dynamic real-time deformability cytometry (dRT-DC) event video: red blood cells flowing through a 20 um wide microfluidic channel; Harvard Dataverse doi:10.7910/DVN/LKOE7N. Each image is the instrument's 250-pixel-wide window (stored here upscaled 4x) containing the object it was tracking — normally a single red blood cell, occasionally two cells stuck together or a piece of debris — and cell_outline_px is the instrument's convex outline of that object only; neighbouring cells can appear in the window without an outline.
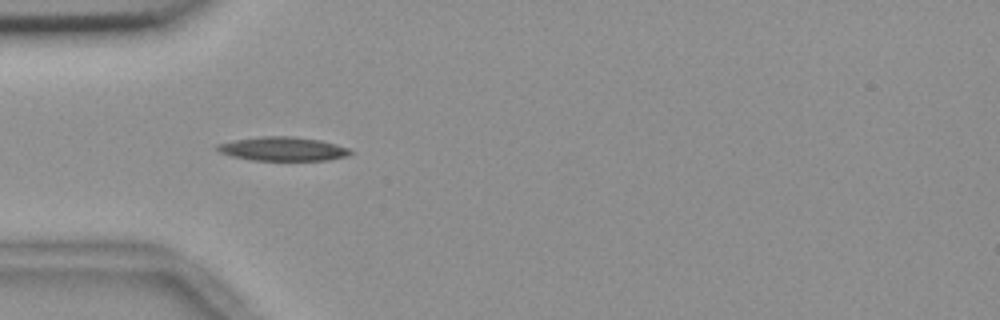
{"species": "common noctule bat (a hibernating species)", "species_latin": "Nyctalus noctula", "temperature_condition": "room temperature", "stored_images_in_passage": 21, "camera_frame_rate_fps": 3000, "um_per_image_px": 0.085, "animal": {"sex": "female", "body_mass_g": 18.4}, "frame": {"image": 1, "passage_image": 1, "time_ms": 0.0, "image_size_px": [1000, 320], "cell_outline_px": [[352, 152], [348, 156], [328, 160], [252, 160], [232, 156], [220, 152], [216, 148], [216, 144], [236, 140], [260, 136], [292, 136], [320, 140], [336, 144], [348, 148]], "centroid_in_image_um": [24.05, 12.65], "position_along_channel_um": 60.9, "area_um2": 18.44}}
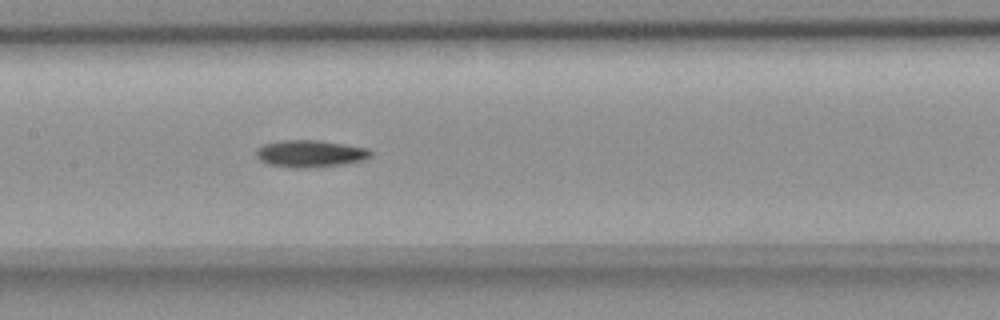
{"frame": {"image": 2, "passage_image": 11, "time_ms": 3.333, "image_size_px": [1000, 320], "cell_outline_px": [[372, 156], [364, 160], [344, 164], [308, 168], [288, 168], [268, 164], [260, 160], [256, 156], [256, 148], [264, 144], [280, 140], [316, 140], [344, 144], [368, 148], [372, 152]], "centroid_in_image_um": [26.36, 13.06], "position_along_channel_um": 181.0, "area_um2": 18.26}}
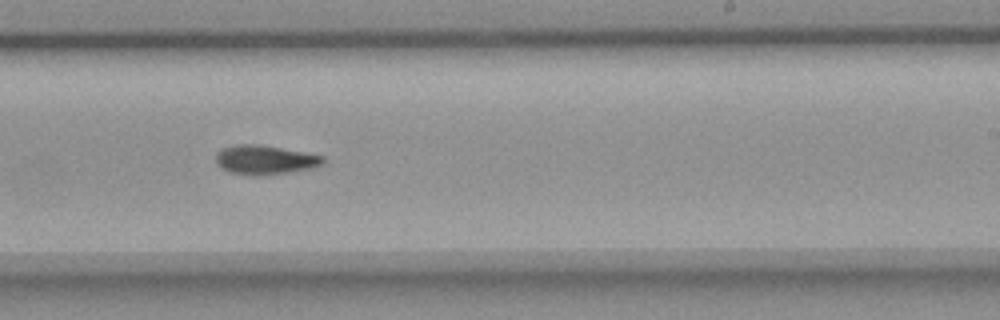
{"frame": {"image": 3, "passage_image": 18, "time_ms": 5.667, "image_size_px": [1000, 320], "cell_outline_px": [[324, 164], [316, 168], [260, 176], [256, 176], [228, 172], [220, 168], [216, 164], [216, 152], [220, 148], [236, 144], [260, 144], [304, 152], [324, 156]], "centroid_in_image_um": [22.5, 13.59], "position_along_channel_um": 266.5, "area_um2": 18.61}}